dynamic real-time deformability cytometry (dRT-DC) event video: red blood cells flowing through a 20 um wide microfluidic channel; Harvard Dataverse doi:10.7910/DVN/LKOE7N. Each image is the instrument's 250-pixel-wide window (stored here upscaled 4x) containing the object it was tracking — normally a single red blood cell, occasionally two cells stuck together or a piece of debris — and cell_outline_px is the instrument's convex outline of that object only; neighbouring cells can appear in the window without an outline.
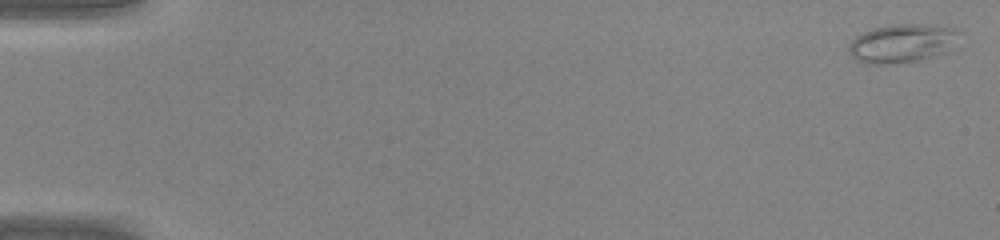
{"species": "common noctule bat (a hibernating species)", "species_latin": "Nyctalus noctula", "temperature_condition": "warm", "stored_images_in_passage": 45, "camera_frame_rate_fps": 3000, "um_per_image_px": 0.085, "animal": {"sex": "male", "body_mass_g": 20.0, "forearm_length_mm": 53.3}, "frame": {"image": 1, "passage_image": 1, "time_ms": 0.0, "image_size_px": [1000, 240], "cell_outline_px": [[964, 32], [940, 52], [916, 60], [896, 64], [868, 64], [856, 60], [848, 52], [848, 44], [856, 36], [872, 28], [896, 24], [940, 24], [956, 28]], "centroid_in_image_um": [76.62, 3.65], "position_along_channel_um": 8.4, "area_um2": 24.62}}
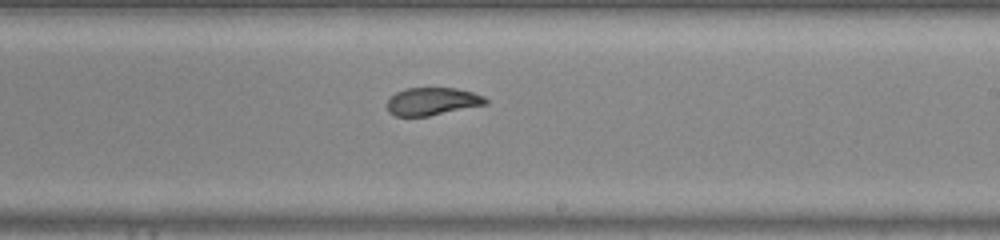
{"frame": {"image": 2, "passage_image": 28, "time_ms": 9.0, "image_size_px": [1000, 240], "cell_outline_px": [[488, 104], [428, 116], [396, 116], [388, 112], [388, 100], [396, 92], [404, 88], [456, 88], [472, 92], [484, 96], [488, 100]], "centroid_in_image_um": [36.76, 8.61], "position_along_channel_um": 252.2, "area_um2": 15.9}}
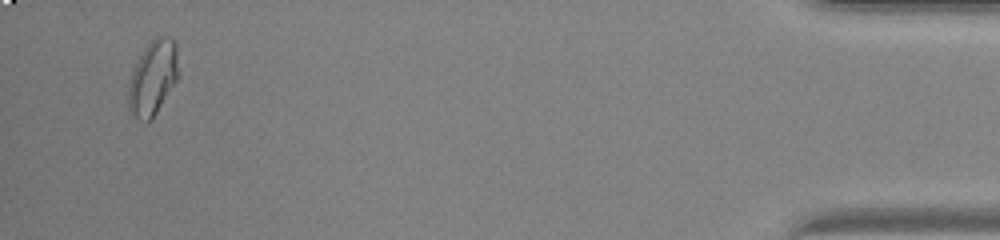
{"frame": {"image": 3, "passage_image": 44, "time_ms": 14.333, "image_size_px": [1000, 240], "cell_outline_px": [[180, 76], [152, 120], [136, 120], [132, 116], [128, 108], [128, 84], [132, 72], [144, 48], [156, 36], [168, 36], [176, 40], [180, 72]], "centroid_in_image_um": [13.03, 6.61], "position_along_channel_um": 422.2, "area_um2": 22.31}}